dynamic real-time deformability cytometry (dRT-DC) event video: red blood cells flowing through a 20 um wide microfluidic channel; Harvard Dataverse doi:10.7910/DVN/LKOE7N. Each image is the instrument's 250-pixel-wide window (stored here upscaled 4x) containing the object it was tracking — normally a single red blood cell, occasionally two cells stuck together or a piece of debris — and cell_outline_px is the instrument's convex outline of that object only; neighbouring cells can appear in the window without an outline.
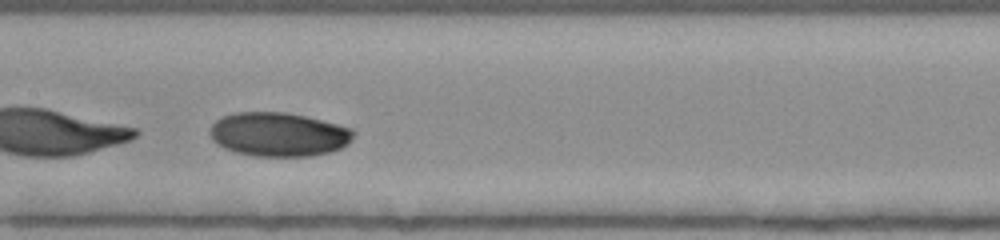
{"species": "human", "species_latin": "Homo sapiens", "temperature_condition": "room temperature", "stored_images_in_passage": 40, "camera_frame_rate_fps": 3000, "um_per_image_px": 0.085, "donor": {"sex": "female"}, "frame": {"image": 1, "passage_image": 18, "time_ms": 5.667, "image_size_px": [1000, 240], "cell_outline_px": [[356, 132], [352, 140], [348, 144], [340, 148], [328, 152], [312, 156], [252, 156], [236, 152], [224, 148], [212, 140], [208, 132], [212, 124], [216, 120], [224, 116], [236, 112], [284, 112], [304, 116], [352, 128]], "centroid_in_image_um": [23.67, 11.43], "position_along_channel_um": 183.7, "area_um2": 36.82}}
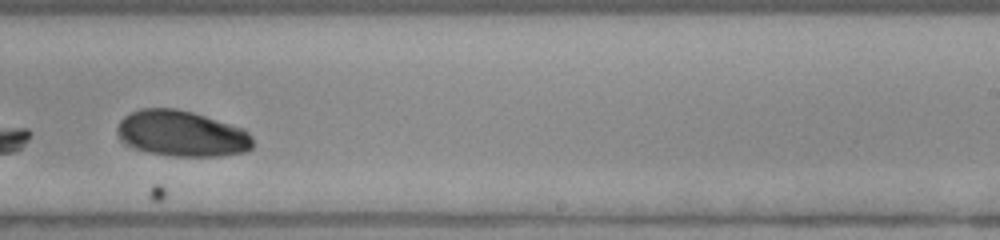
{"frame": {"image": 2, "passage_image": 25, "time_ms": 8.0, "image_size_px": [1000, 240], "cell_outline_px": [[252, 148], [248, 152], [220, 156], [172, 156], [148, 152], [136, 148], [128, 144], [120, 136], [120, 120], [128, 112], [140, 108], [176, 108], [192, 112], [244, 128], [252, 136]], "centroid_in_image_um": [15.51, 11.35], "position_along_channel_um": 273.5, "area_um2": 36.07}}
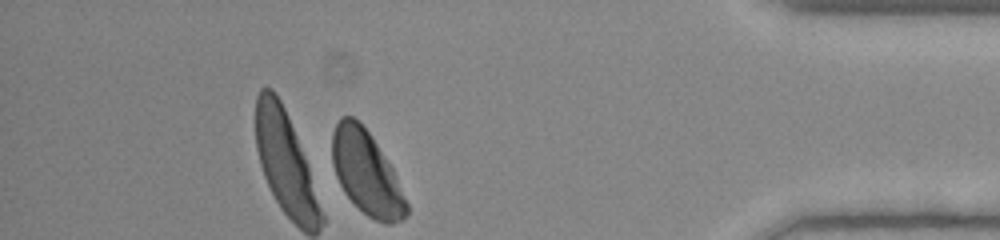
{"frame": {"image": 3, "passage_image": 38, "time_ms": 12.333, "image_size_px": [1000, 240], "cell_outline_px": [[408, 212], [404, 220], [392, 224], [384, 224], [368, 216], [344, 192], [336, 176], [332, 164], [332, 132], [336, 124], [344, 116], [352, 116], [372, 136], [392, 168], [396, 176], [408, 204]], "centroid_in_image_um": [31.16, 14.72], "position_along_channel_um": 404.0, "area_um2": 35.84}, "authors_computed_cell_mechanics": {"area_um2": 36.5874, "velocity_mm_per_s": 3.8661, "shape_relaxation_time_tau1_ms": 2.9906, "shape_relaxation_time_tau2_ms": null, "deformation_change_tau1": 0.0972, "deformation_change_tau2": null}}